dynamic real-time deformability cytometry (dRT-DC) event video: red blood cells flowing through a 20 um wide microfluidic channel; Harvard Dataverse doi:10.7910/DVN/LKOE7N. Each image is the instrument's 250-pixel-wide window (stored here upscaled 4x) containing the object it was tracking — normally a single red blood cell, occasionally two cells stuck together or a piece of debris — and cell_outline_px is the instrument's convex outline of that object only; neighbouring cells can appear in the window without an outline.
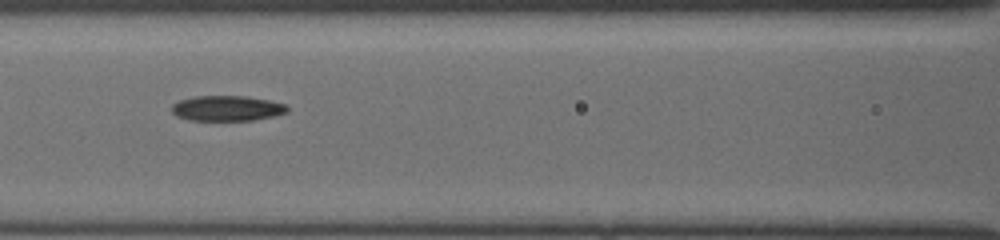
{"species": "common noctule bat (a hibernating species)", "species_latin": "Nyctalus noctula", "temperature_condition": "cold", "stored_images_in_passage": 34, "segment_of_instrument_passage": [2, 2], "camera_frame_rate_fps": 3000, "um_per_image_px": 0.085, "animal": {"sex": "female", "body_mass_g": 19.5, "forearm_length_mm": 54.1}, "frame": {"image": 1, "passage_image": 15, "time_ms": 8.333, "image_size_px": [1000, 240], "cell_outline_px": [[288, 112], [272, 116], [252, 120], [188, 120], [176, 116], [172, 112], [172, 104], [180, 100], [196, 96], [244, 96], [268, 100], [284, 104], [288, 108]], "centroid_in_image_um": [19.26, 9.2], "position_along_channel_um": 147.3, "area_um2": 16.88}}
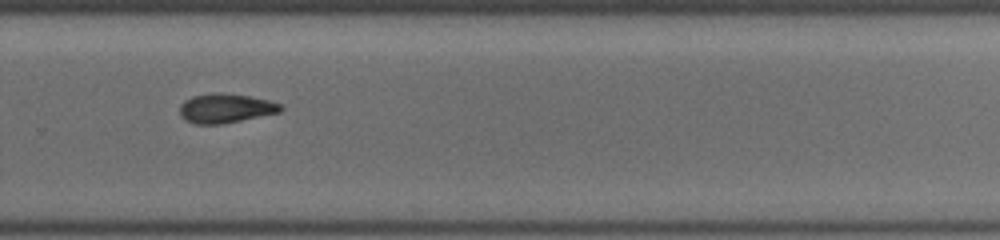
{"frame": {"image": 2, "passage_image": 25, "time_ms": 12.333, "image_size_px": [1000, 240], "cell_outline_px": [[284, 108], [280, 112], [220, 124], [196, 124], [188, 120], [180, 112], [180, 104], [184, 100], [192, 96], [220, 92], [248, 96], [268, 100], [280, 104]], "centroid_in_image_um": [19.18, 9.19], "position_along_channel_um": 310.6, "area_um2": 16.88}}
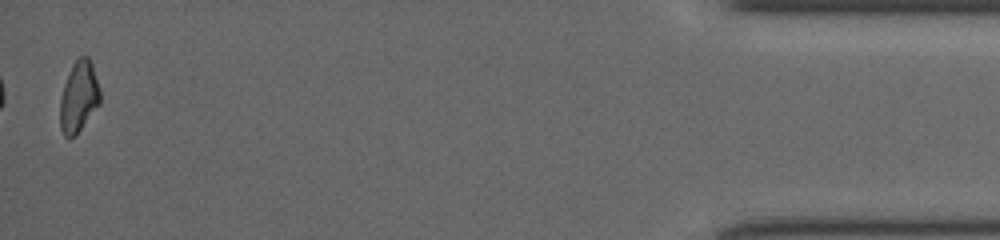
{"frame": {"image": 3, "passage_image": 34, "time_ms": 17.0, "image_size_px": [1000, 240], "cell_outline_px": [[100, 104], [80, 128], [72, 136], [64, 136], [60, 128], [60, 100], [64, 84], [72, 64], [80, 56], [88, 56], [92, 64], [100, 92]], "centroid_in_image_um": [6.69, 8.19], "position_along_channel_um": 428.5, "area_um2": 16.18}}